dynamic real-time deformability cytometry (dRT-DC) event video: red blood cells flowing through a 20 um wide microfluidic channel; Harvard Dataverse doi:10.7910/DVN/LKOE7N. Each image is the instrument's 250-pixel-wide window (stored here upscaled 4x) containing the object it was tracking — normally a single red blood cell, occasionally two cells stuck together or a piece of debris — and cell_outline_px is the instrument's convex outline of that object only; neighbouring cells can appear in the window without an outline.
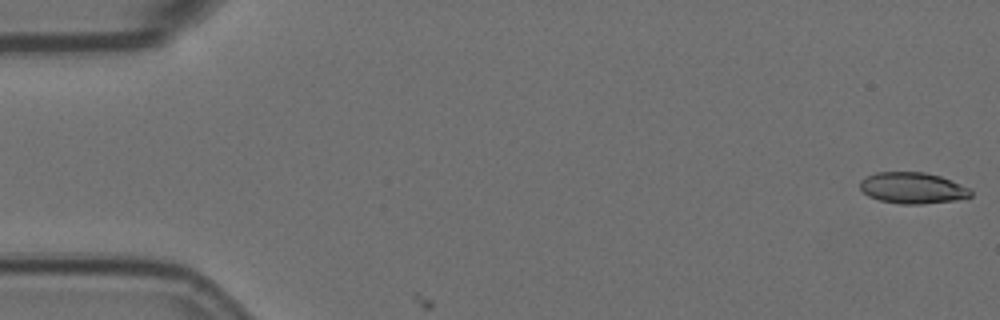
{"species": "Egyptian fruit bat (a non-hibernating species)", "species_latin": "Rousettus aegyptiacus", "temperature_condition": "room temperature", "stored_images_in_passage": 2, "camera_frame_rate_fps": 3000, "um_per_image_px": 0.085, "animal": {"sex": "female"}, "frame": {"image": 1, "passage_image": 1, "time_ms": 0.0, "image_size_px": [1000, 320], "cell_outline_px": [[972, 196], [956, 200], [920, 204], [900, 204], [880, 200], [868, 196], [860, 188], [860, 180], [876, 172], [924, 172], [940, 176], [968, 188], [972, 192]], "centroid_in_image_um": [77.55, 15.98], "position_along_channel_um": 7.5, "area_um2": 19.94}}